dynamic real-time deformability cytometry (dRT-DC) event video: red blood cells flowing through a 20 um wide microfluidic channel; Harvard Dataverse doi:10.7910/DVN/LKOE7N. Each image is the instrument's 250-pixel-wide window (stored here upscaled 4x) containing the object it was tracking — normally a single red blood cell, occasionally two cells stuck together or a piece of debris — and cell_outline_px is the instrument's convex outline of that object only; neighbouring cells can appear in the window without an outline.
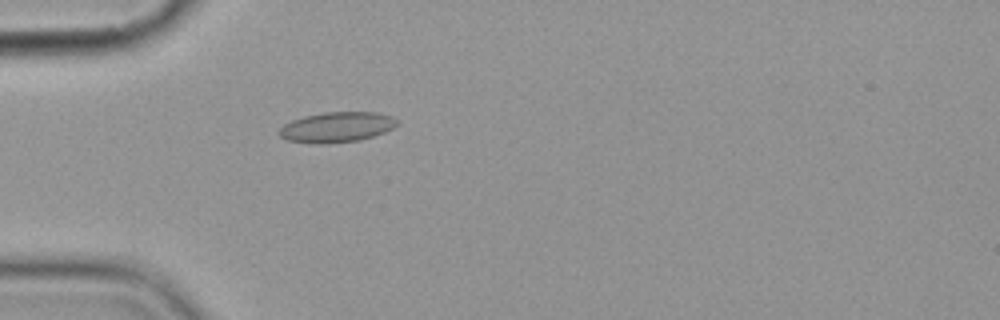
{"species": "common noctule bat (a hibernating species)", "species_latin": "Nyctalus noctula", "temperature_condition": "cold", "stored_images_in_passage": 1, "camera_frame_rate_fps": 3000, "um_per_image_px": 0.085, "animal": {"sex": "female", "body_mass_g": 19.9}, "frame": {"image": 1, "passage_image": 1, "time_ms": 0.0, "image_size_px": [1000, 320], "cell_outline_px": [[396, 124], [392, 128], [384, 132], [360, 140], [328, 144], [316, 144], [288, 140], [280, 136], [276, 132], [284, 124], [292, 120], [304, 116], [324, 112], [380, 112], [392, 116], [396, 120]], "centroid_in_image_um": [28.59, 10.81], "position_along_channel_um": 56.4, "area_um2": 20.87}}